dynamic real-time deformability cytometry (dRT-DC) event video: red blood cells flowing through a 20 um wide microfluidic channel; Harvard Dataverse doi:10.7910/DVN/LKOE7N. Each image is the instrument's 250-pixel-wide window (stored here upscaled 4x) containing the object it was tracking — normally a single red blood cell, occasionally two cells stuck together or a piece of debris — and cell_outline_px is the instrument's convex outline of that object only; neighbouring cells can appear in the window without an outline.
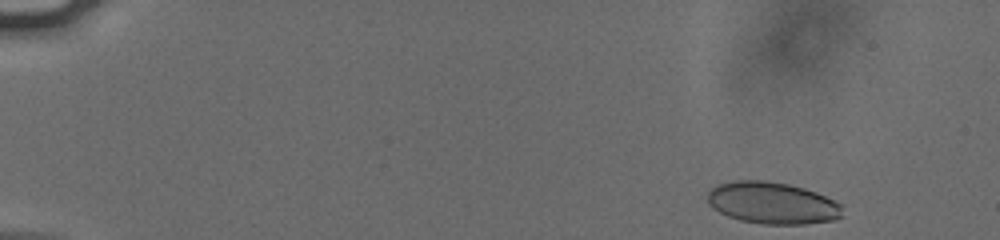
{"species": "human", "species_latin": "Homo sapiens", "temperature_condition": "cold", "stored_images_in_passage": 47, "camera_frame_rate_fps": 3000, "um_per_image_px": 0.085, "donor": {"sex": "male"}, "frame": {"image": 1, "passage_image": 2, "time_ms": 0.333, "image_size_px": [1000, 240], "cell_outline_px": [[844, 204], [840, 216], [832, 220], [804, 224], [764, 224], [740, 220], [728, 216], [712, 208], [708, 204], [708, 192], [716, 184], [732, 180], [764, 180], [788, 184], [804, 188], [816, 192]], "centroid_in_image_um": [65.63, 17.24], "position_along_channel_um": 19.4, "area_um2": 33.06}}
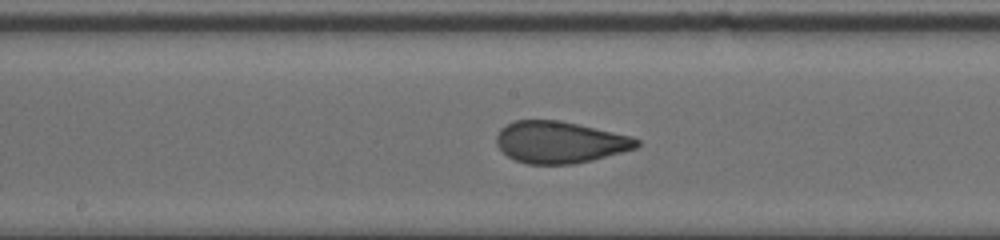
{"frame": {"image": 2, "passage_image": 27, "time_ms": 8.667, "image_size_px": [1000, 240], "cell_outline_px": [[640, 144], [636, 148], [592, 160], [572, 164], [528, 164], [516, 160], [508, 156], [496, 144], [496, 136], [500, 128], [516, 120], [560, 120], [632, 136], [640, 140]], "centroid_in_image_um": [47.59, 12.08], "position_along_channel_um": 200.6, "area_um2": 34.04}}
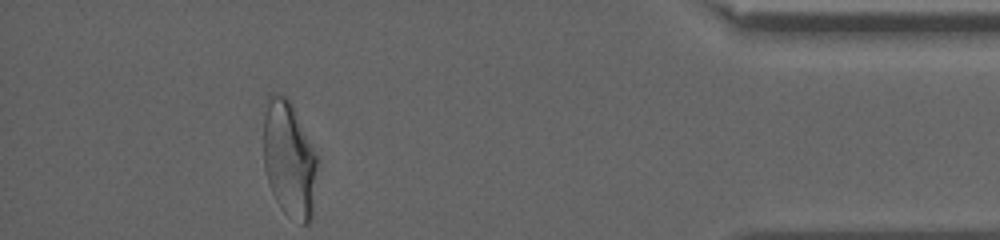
{"frame": {"image": 3, "passage_image": 47, "time_ms": 15.333, "image_size_px": [1000, 240], "cell_outline_px": [[316, 164], [312, 220], [308, 224], [300, 224], [288, 216], [280, 208], [272, 192], [264, 168], [264, 100], [268, 92], [276, 92], [288, 96], [296, 112], [316, 156]], "centroid_in_image_um": [24.54, 13.49], "position_along_channel_um": 410.7, "area_um2": 36.59}, "authors_computed_cell_mechanics": {"area_um2": 34.2754, "velocity_mm_per_s": 3.8022, "shape_relaxation_time_tau1_ms": null, "shape_relaxation_time_tau2_ms": 0.8088, "deformation_change_tau1": null, "deformation_change_tau2": 0.0592}}